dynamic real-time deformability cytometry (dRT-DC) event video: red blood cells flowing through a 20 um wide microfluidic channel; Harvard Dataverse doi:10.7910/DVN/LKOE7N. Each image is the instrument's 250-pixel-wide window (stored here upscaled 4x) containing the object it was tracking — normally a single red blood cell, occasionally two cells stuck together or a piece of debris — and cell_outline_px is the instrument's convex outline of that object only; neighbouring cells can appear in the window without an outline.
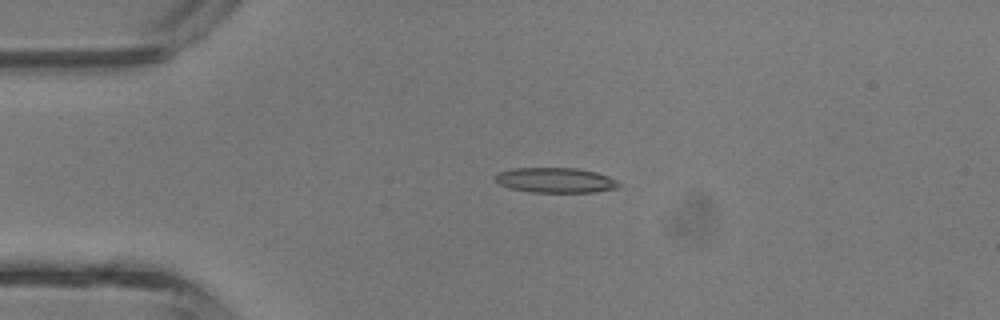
{"species": "common noctule bat (a hibernating species)", "species_latin": "Nyctalus noctula", "temperature_condition": "room temperature", "stored_images_in_passage": 3, "camera_frame_rate_fps": 3000, "um_per_image_px": 0.085, "animal": {"sex": "male", "body_mass_g": 13.3}, "frame": {"image": 1, "passage_image": 3, "time_ms": 0.667, "image_size_px": [1000, 320], "cell_outline_px": [[624, 184], [620, 188], [596, 192], [528, 192], [508, 188], [500, 184], [492, 176], [496, 172], [512, 168], [576, 168], [596, 172], [608, 176]], "centroid_in_image_um": [47.22, 15.32], "position_along_channel_um": 37.8, "area_um2": 18.44}}